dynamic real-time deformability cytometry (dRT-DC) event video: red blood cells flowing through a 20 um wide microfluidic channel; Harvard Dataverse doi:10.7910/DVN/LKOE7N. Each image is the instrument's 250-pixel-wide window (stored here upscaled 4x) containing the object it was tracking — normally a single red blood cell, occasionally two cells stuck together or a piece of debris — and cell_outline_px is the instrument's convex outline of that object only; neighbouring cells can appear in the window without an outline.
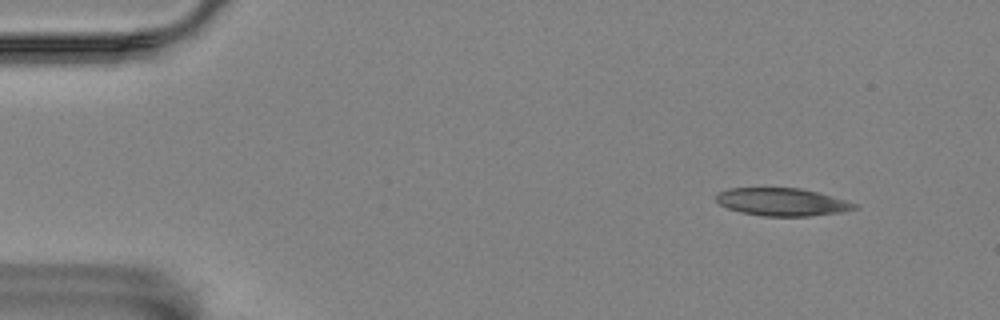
{"species": "Egyptian fruit bat (a non-hibernating species)", "species_latin": "Rousettus aegyptiacus", "temperature_condition": "room temperature", "stored_images_in_passage": 11, "camera_frame_rate_fps": 3000, "um_per_image_px": 0.085, "animal": {"sex": "female"}, "frame": {"image": 1, "passage_image": 5, "time_ms": 1.333, "image_size_px": [1000, 320], "cell_outline_px": [[860, 208], [840, 212], [808, 216], [764, 216], [740, 212], [728, 208], [720, 204], [716, 200], [716, 196], [720, 192], [728, 188], [800, 188], [816, 192], [860, 204]], "centroid_in_image_um": [66.5, 17.17], "position_along_channel_um": 18.5, "area_um2": 22.25}}